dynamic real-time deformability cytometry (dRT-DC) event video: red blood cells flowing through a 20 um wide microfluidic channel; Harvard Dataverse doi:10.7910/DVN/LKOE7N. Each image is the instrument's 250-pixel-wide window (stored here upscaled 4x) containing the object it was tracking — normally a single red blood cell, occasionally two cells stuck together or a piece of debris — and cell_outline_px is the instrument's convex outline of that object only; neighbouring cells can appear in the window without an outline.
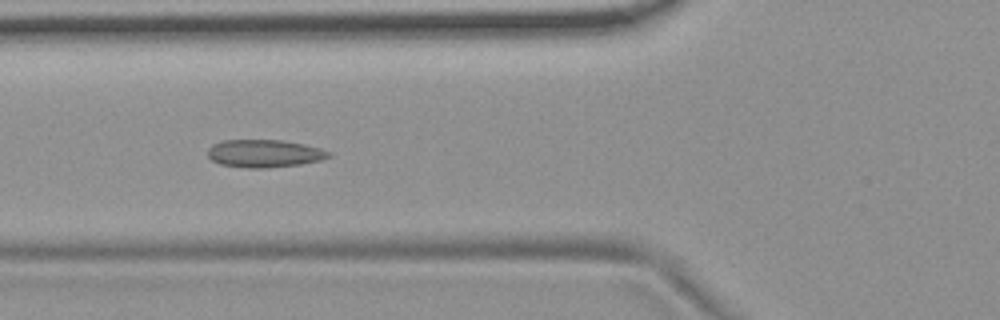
{"species": "common noctule bat (a hibernating species)", "species_latin": "Nyctalus noctula", "temperature_condition": "room temperature", "stored_images_in_passage": 8, "camera_frame_rate_fps": 3000, "um_per_image_px": 0.085, "animal": {"sex": "female", "body_mass_g": 19.9}, "frame": {"image": 1, "passage_image": 4, "time_ms": 1.0, "image_size_px": [1000, 320], "cell_outline_px": [[332, 156], [320, 160], [300, 164], [268, 168], [248, 168], [220, 164], [212, 160], [208, 156], [208, 148], [212, 144], [224, 140], [280, 140], [304, 144], [320, 148], [332, 152]], "centroid_in_image_um": [22.48, 13.04], "position_along_channel_um": 103.3, "area_um2": 19.59}}
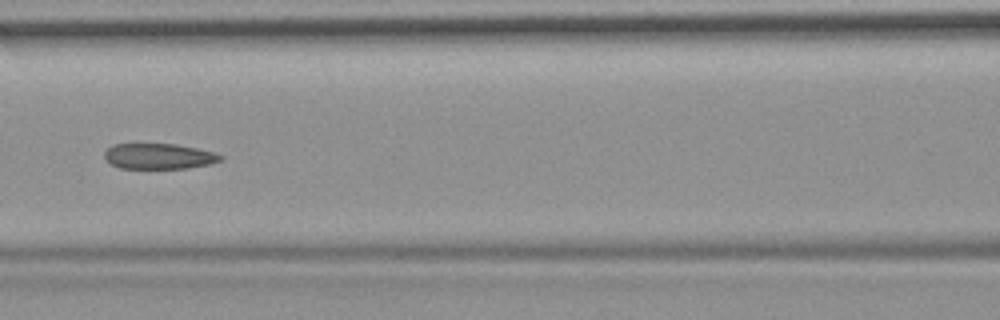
{"frame": {"image": 2, "passage_image": 5, "time_ms": 1.333, "image_size_px": [1000, 320], "cell_outline_px": [[224, 156], [220, 160], [212, 164], [188, 168], [120, 168], [112, 164], [104, 156], [104, 152], [112, 144], [176, 144], [196, 148], [212, 152]], "centroid_in_image_um": [13.51, 13.28], "position_along_channel_um": 153.1, "area_um2": 17.17}}
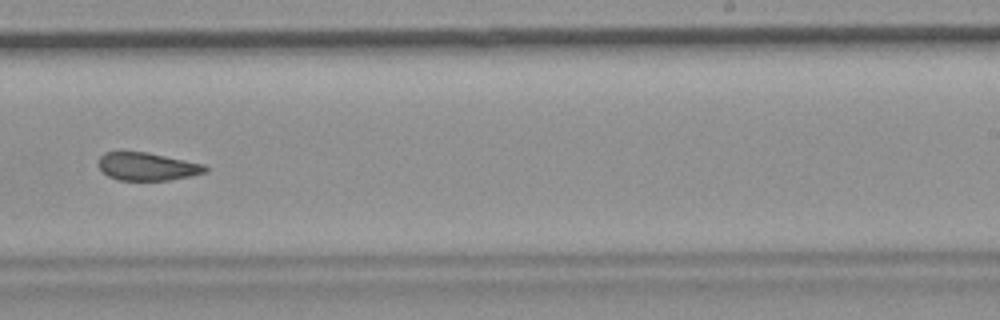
{"frame": {"image": 3, "passage_image": 8, "time_ms": 2.333, "image_size_px": [1000, 320], "cell_outline_px": [[208, 168], [204, 172], [192, 176], [168, 180], [116, 180], [108, 176], [96, 164], [100, 156], [104, 152], [148, 152], [204, 164]], "centroid_in_image_um": [12.48, 14.15], "position_along_channel_um": 276.5, "area_um2": 17.4}}